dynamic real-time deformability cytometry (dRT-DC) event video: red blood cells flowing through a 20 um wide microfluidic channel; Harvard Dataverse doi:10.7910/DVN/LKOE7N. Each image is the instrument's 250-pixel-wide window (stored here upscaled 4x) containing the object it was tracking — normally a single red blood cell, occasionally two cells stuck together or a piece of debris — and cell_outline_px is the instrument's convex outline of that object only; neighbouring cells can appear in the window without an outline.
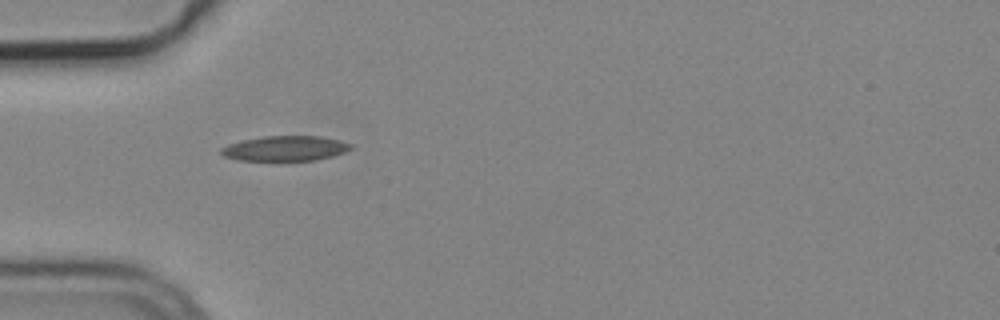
{"species": "common noctule bat (a hibernating species)", "species_latin": "Nyctalus noctula", "temperature_condition": "cold", "stored_images_in_passage": 4, "camera_frame_rate_fps": 3000, "um_per_image_px": 0.085, "animal": {"sex": "male", "body_mass_g": 19.2, "forearm_length_mm": 51.8}, "frame": {"image": 1, "passage_image": 1, "time_ms": 0.0, "image_size_px": [1000, 320], "cell_outline_px": [[352, 148], [344, 152], [332, 156], [316, 160], [236, 160], [224, 156], [220, 152], [220, 148], [228, 144], [244, 140], [264, 136], [320, 136], [340, 140], [352, 144]], "centroid_in_image_um": [24.24, 12.61], "position_along_channel_um": 60.8, "area_um2": 18.84}}
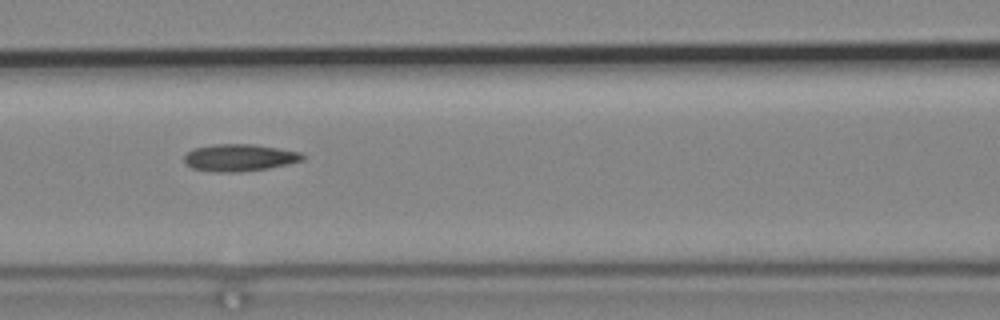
{"frame": {"image": 2, "passage_image": 3, "time_ms": 0.667, "image_size_px": [1000, 320], "cell_outline_px": [[308, 156], [304, 160], [288, 164], [268, 168], [240, 172], [212, 172], [192, 168], [184, 164], [184, 156], [192, 148], [216, 144], [252, 144], [280, 148], [300, 152]], "centroid_in_image_um": [20.36, 13.4], "position_along_channel_um": 146.2, "area_um2": 18.96}}
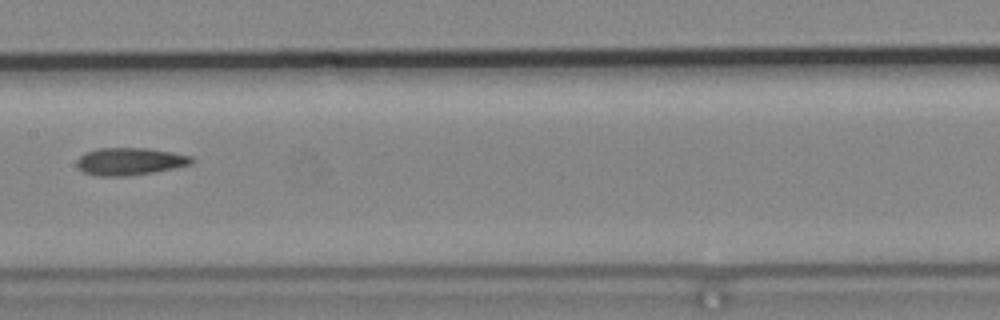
{"frame": {"image": 3, "passage_image": 4, "time_ms": 1.0, "image_size_px": [1000, 320], "cell_outline_px": [[196, 160], [192, 164], [152, 172], [128, 176], [96, 176], [84, 172], [76, 164], [76, 160], [84, 152], [100, 148], [148, 148], [172, 152], [192, 156]], "centroid_in_image_um": [11.04, 13.71], "position_along_channel_um": 196.4, "area_um2": 18.38}}